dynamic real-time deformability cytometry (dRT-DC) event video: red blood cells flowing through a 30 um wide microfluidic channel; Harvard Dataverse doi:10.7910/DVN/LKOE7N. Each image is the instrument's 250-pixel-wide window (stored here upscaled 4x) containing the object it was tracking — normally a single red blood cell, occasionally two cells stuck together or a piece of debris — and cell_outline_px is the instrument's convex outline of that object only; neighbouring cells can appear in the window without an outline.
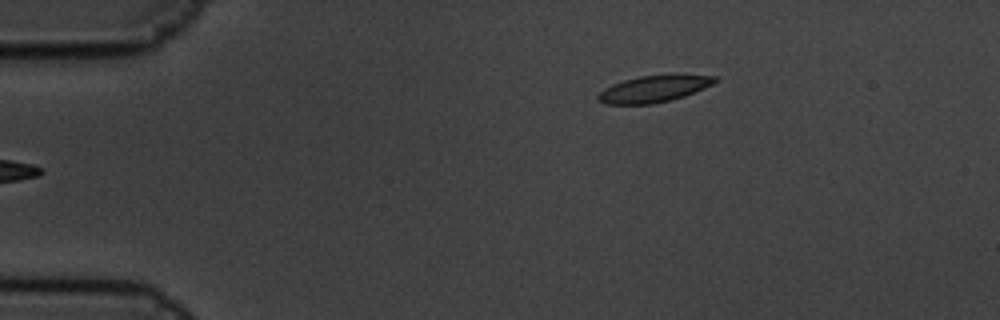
{"species": "common noctule bat (a hibernating species)", "species_latin": "Nyctalus noctula", "temperature_condition": "cold", "stored_images_in_passage": 2, "camera_frame_rate_fps": 3000, "um_per_image_px": 0.085, "animal": {"sex": "male", "body_mass_g": 19.5, "forearm_length_mm": 54.6}, "frame": {"image": 1, "passage_image": 2, "time_ms": 0.333, "image_size_px": [1000, 320], "cell_outline_px": [[720, 80], [704, 88], [684, 96], [672, 100], [652, 104], [604, 104], [596, 96], [604, 88], [612, 84], [624, 80], [640, 76], [716, 76]], "centroid_in_image_um": [55.53, 7.58], "position_along_channel_um": 29.5, "area_um2": 17.69}}